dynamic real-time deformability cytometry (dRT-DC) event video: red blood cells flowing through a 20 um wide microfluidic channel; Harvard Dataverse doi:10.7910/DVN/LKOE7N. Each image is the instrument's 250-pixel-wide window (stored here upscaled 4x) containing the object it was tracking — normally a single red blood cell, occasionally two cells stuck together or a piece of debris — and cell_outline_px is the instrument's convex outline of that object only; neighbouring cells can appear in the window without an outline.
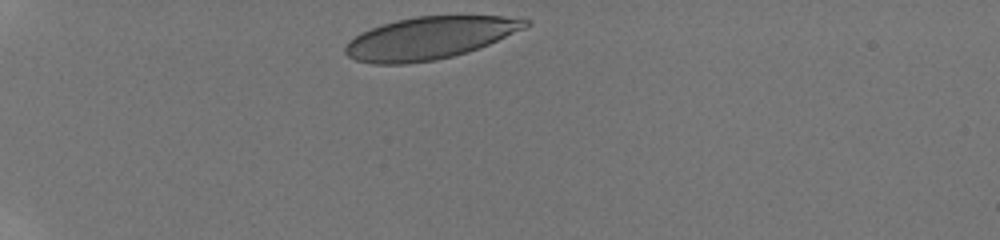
{"species": "human", "species_latin": "Homo sapiens", "temperature_condition": "room temperature", "stored_images_in_passage": 28, "camera_frame_rate_fps": 3000, "um_per_image_px": 0.085, "donor": {"sex": "male"}, "frame": {"image": 1, "passage_image": 1, "time_ms": 0.0, "image_size_px": [1000, 240], "cell_outline_px": [[532, 24], [524, 28], [488, 44], [468, 52], [436, 60], [408, 64], [372, 64], [356, 60], [348, 56], [344, 52], [344, 48], [348, 40], [360, 32], [380, 24], [396, 20], [416, 16], [504, 16], [532, 20]], "centroid_in_image_um": [36.47, 3.23], "position_along_channel_um": 48.5, "area_um2": 44.62}}
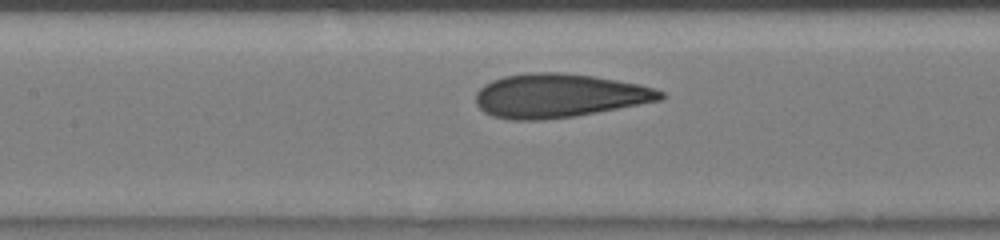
{"frame": {"image": 2, "passage_image": 11, "time_ms": 4.0, "image_size_px": [1000, 240], "cell_outline_px": [[664, 96], [660, 100], [576, 116], [540, 120], [512, 120], [492, 116], [484, 112], [476, 104], [476, 92], [484, 84], [492, 80], [504, 76], [528, 72], [560, 72], [592, 76], [640, 84], [656, 88], [664, 92]], "centroid_in_image_um": [47.48, 8.13], "position_along_channel_um": 159.9, "area_um2": 47.16}}
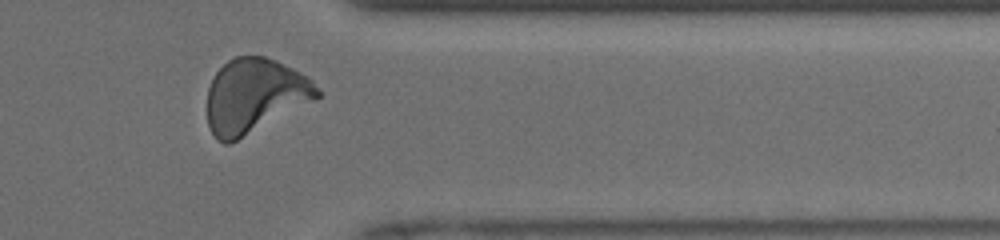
{"frame": {"image": 3, "passage_image": 25, "time_ms": 9.667, "image_size_px": [1000, 240], "cell_outline_px": [[320, 96], [316, 100], [232, 144], [224, 144], [216, 140], [208, 124], [208, 88], [216, 72], [228, 60], [236, 56], [264, 56], [276, 60], [308, 76], [312, 80], [320, 92]], "centroid_in_image_um": [21.65, 8.17], "position_along_channel_um": 389.7, "area_um2": 48.03}, "authors_computed_cell_mechanics": {"area_um2": 46.3845, "velocity_mm_per_s": 4.1091, "shape_relaxation_time_tau1_ms": 3.7846, "shape_relaxation_time_tau2_ms": 0.7797, "deformation_change_tau1": 0.1617, "deformation_change_tau2": 0.0698}}